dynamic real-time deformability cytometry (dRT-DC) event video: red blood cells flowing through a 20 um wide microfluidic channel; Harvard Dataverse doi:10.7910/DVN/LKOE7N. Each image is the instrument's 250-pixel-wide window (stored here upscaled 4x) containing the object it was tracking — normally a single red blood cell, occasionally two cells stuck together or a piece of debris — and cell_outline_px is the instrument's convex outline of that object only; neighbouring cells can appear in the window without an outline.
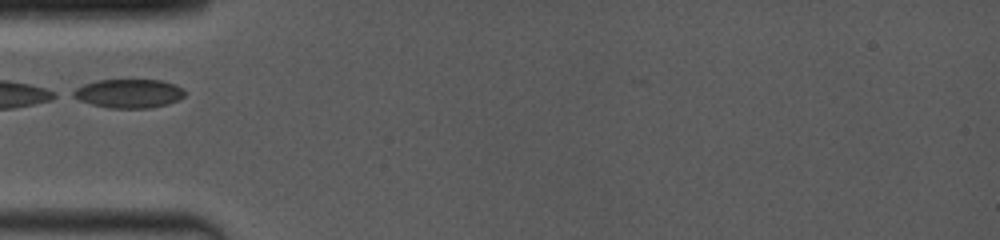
{"species": "common noctule bat (a hibernating species)", "species_latin": "Nyctalus noctula", "temperature_condition": "room temperature", "stored_images_in_passage": 10, "camera_frame_rate_fps": 4000, "um_per_image_px": 0.085, "animal": {"sex": "female", "body_mass_g": 19.0, "forearm_length_mm": 53.3}, "frame": {"image": 1, "passage_image": 1, "time_ms": 0.0, "image_size_px": [1000, 240], "cell_outline_px": [[184, 96], [168, 104], [148, 108], [108, 108], [92, 104], [80, 100], [72, 96], [68, 92], [84, 84], [100, 80], [160, 80], [176, 84], [184, 88]], "centroid_in_image_um": [10.93, 7.94], "position_along_channel_um": 74.1, "area_um2": 18.79}}